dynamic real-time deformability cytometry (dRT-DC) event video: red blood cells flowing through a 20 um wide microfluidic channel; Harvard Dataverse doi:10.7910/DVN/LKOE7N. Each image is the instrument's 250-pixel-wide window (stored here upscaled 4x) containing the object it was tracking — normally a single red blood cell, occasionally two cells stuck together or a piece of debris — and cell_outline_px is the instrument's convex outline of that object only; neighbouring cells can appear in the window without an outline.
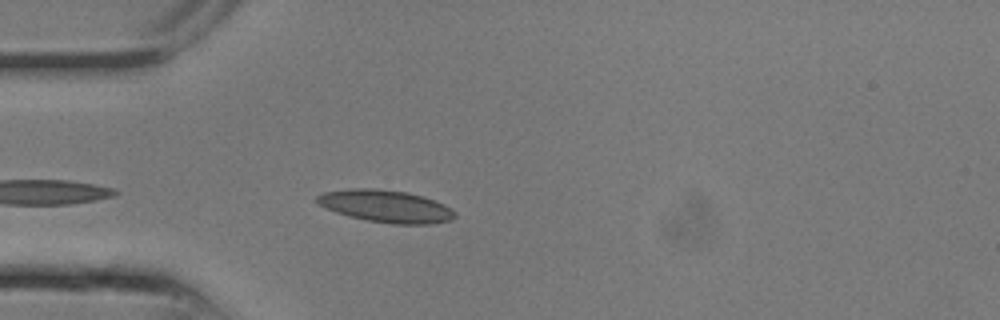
{"species": "common noctule bat (a hibernating species)", "species_latin": "Nyctalus noctula", "temperature_condition": "room temperature", "stored_images_in_passage": 9, "camera_frame_rate_fps": 3000, "um_per_image_px": 0.085, "animal": {"sex": "male", "body_mass_g": 13.3}, "frame": {"image": 1, "passage_image": 7, "time_ms": 2.0, "image_size_px": [1000, 320], "cell_outline_px": [[452, 216], [448, 220], [416, 224], [400, 224], [372, 220], [352, 216], [328, 208], [320, 204], [316, 200], [320, 196], [328, 192], [404, 192], [420, 196], [432, 200], [448, 208], [452, 212]], "centroid_in_image_um": [32.86, 17.58], "position_along_channel_um": 52.1, "area_um2": 22.83}}
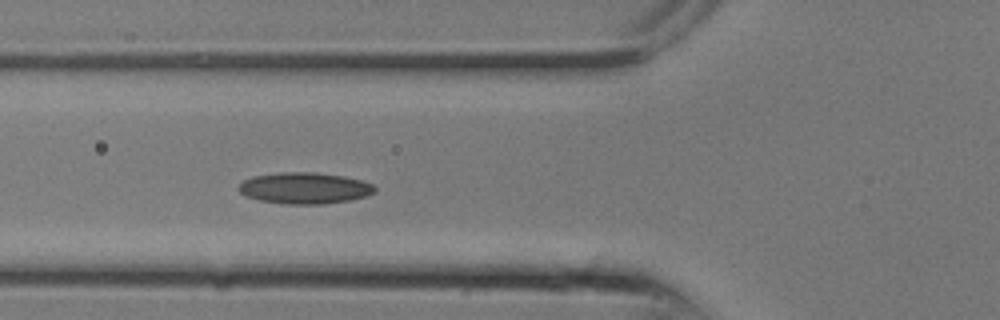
{"frame": {"image": 2, "passage_image": 9, "time_ms": 2.667, "image_size_px": [1000, 320], "cell_outline_px": [[376, 188], [372, 192], [364, 196], [344, 200], [308, 204], [264, 200], [248, 196], [240, 192], [240, 184], [244, 180], [256, 176], [340, 176], [372, 184]], "centroid_in_image_um": [25.91, 16.04], "position_along_channel_um": 99.9, "area_um2": 21.68}}